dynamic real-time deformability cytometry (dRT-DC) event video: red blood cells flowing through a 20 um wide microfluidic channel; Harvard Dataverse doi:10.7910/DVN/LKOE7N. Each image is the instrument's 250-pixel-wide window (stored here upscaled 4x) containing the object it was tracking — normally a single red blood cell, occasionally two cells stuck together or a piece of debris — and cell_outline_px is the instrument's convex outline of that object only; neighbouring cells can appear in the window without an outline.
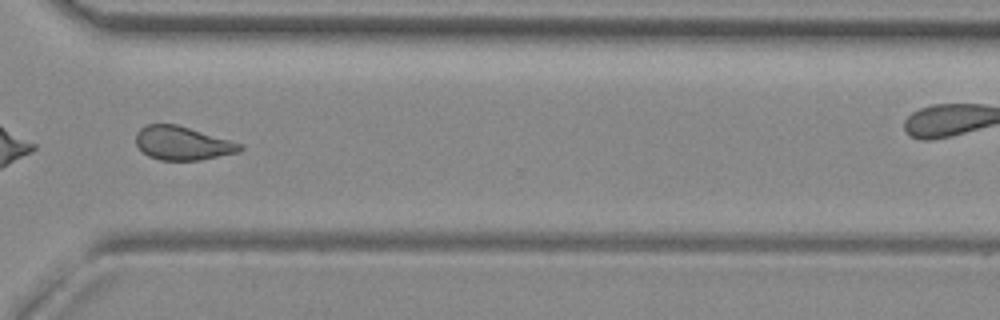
{"species": "common noctule bat (a hibernating species)", "species_latin": "Nyctalus noctula", "temperature_condition": "room temperature", "stored_images_in_passage": 52, "camera_frame_rate_fps": 3000, "um_per_image_px": 0.085, "animal": {"sex": "female", "body_mass_g": 29.2, "forearm_length_mm": 56.3}, "frame": {"image": 1, "passage_image": 37, "time_ms": 12.0, "image_size_px": [1000, 320], "cell_outline_px": [[244, 148], [240, 152], [200, 160], [160, 160], [148, 156], [136, 144], [136, 132], [140, 128], [148, 124], [176, 124], [244, 144]], "centroid_in_image_um": [15.54, 12.17], "position_along_channel_um": 355.1, "area_um2": 20.4}, "authors_computed_cell_mechanics": {"area_um2": 21.1837, "velocity_mm_per_s": 3.9887, "shape_relaxation_time_tau1_ms": null, "shape_relaxation_time_tau2_ms": 1.7751, "deformation_change_tau1": null, "deformation_change_tau2": 0.0847}}